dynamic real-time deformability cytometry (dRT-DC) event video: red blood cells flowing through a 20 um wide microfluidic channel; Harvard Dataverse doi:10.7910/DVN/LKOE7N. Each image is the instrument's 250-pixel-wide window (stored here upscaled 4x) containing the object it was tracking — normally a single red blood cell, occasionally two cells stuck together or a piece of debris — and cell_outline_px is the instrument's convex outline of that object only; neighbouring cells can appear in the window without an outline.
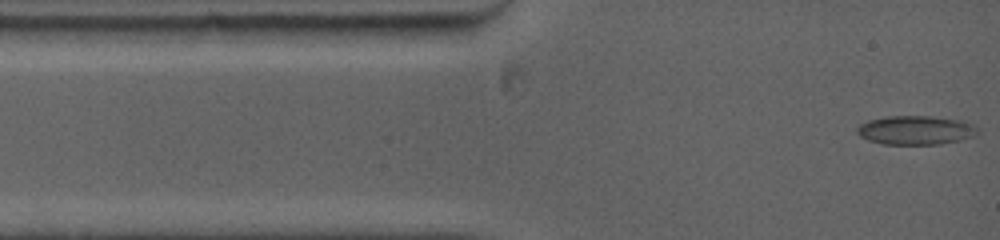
{"species": "common noctule bat (a hibernating species)", "species_latin": "Nyctalus noctula", "temperature_condition": "warm", "stored_images_in_passage": 45, "camera_frame_rate_fps": 5000, "um_per_image_px": 0.085, "animal": {"sex": "female", "body_mass_g": 19.0, "forearm_length_mm": 53.3}, "frame": {"image": 1, "passage_image": 1, "time_ms": 0.0, "image_size_px": [1000, 240], "cell_outline_px": [[980, 128], [976, 136], [960, 140], [940, 144], [884, 144], [868, 140], [860, 136], [856, 132], [856, 128], [860, 124], [868, 120], [888, 116], [932, 116], [964, 120]], "centroid_in_image_um": [77.87, 11.06], "position_along_channel_um": 7.1, "area_um2": 20.58}}
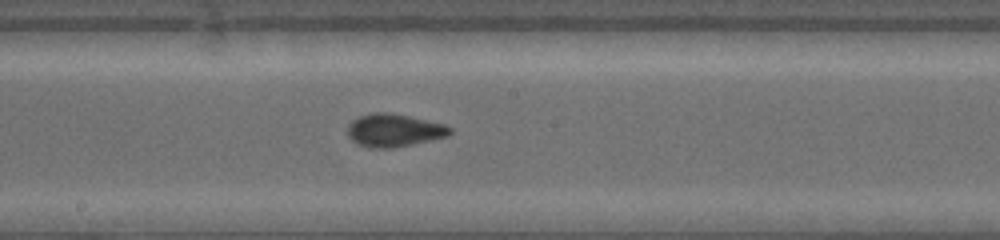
{"frame": {"image": 2, "passage_image": 19, "time_ms": 6.4, "image_size_px": [1000, 240], "cell_outline_px": [[452, 132], [448, 136], [432, 140], [392, 148], [368, 148], [356, 144], [348, 136], [348, 124], [352, 120], [360, 116], [372, 112], [388, 112], [408, 116], [444, 124], [452, 128]], "centroid_in_image_um": [33.47, 11.08], "position_along_channel_um": 214.7, "area_um2": 19.71}}
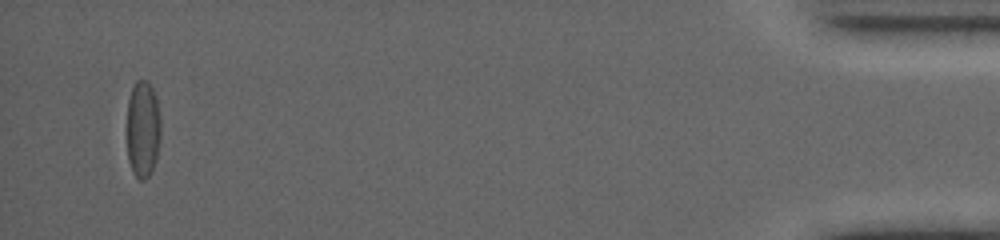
{"frame": {"image": 3, "passage_image": 38, "time_ms": 14.8, "image_size_px": [1000, 240], "cell_outline_px": [[160, 140], [156, 156], [152, 168], [148, 176], [144, 180], [140, 180], [132, 172], [128, 160], [128, 100], [132, 88], [136, 80], [148, 80], [156, 96], [160, 116]], "centroid_in_image_um": [12.15, 10.95], "position_along_channel_um": 423.0, "area_um2": 19.02}, "authors_computed_cell_mechanics": {"area_um2": 19.074, "velocity_mm_per_s": 3.9546, "shape_relaxation_time_tau1_ms": 4.8501, "shape_relaxation_time_tau2_ms": 1.2829, "deformation_change_tau1": 0.1229, "deformation_change_tau2": 0.0643}}